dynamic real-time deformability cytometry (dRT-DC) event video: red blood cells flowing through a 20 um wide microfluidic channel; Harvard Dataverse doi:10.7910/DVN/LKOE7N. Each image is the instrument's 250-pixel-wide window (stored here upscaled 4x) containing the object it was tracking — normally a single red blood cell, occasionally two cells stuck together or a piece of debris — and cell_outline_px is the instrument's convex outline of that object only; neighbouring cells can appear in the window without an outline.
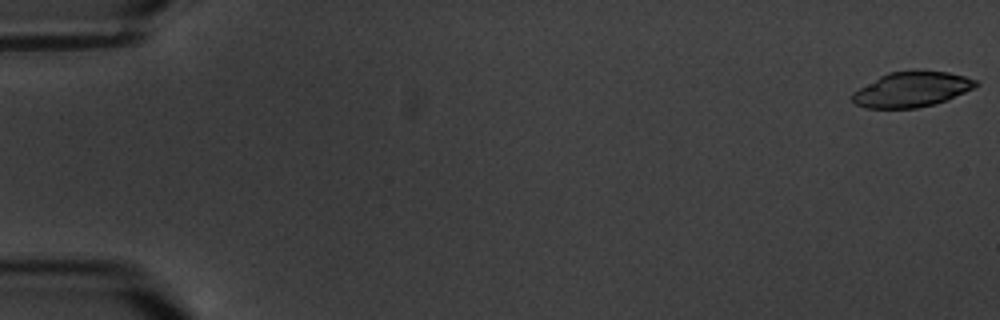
{"species": "common noctule bat (a hibernating species)", "species_latin": "Nyctalus noctula", "temperature_condition": "warm", "stored_images_in_passage": 5, "camera_frame_rate_fps": 3000, "um_per_image_px": 0.085, "animal": {"sex": "male", "body_mass_g": 20.1, "forearm_length_mm": 53.5}, "frame": {"image": 1, "passage_image": 1, "time_ms": 0.0, "image_size_px": [1000, 320], "cell_outline_px": [[980, 84], [948, 100], [916, 108], [864, 108], [856, 104], [852, 100], [852, 92], [880, 76], [888, 72], [948, 72], [964, 76], [976, 80]], "centroid_in_image_um": [77.47, 7.62], "position_along_channel_um": 7.5, "area_um2": 24.8}}
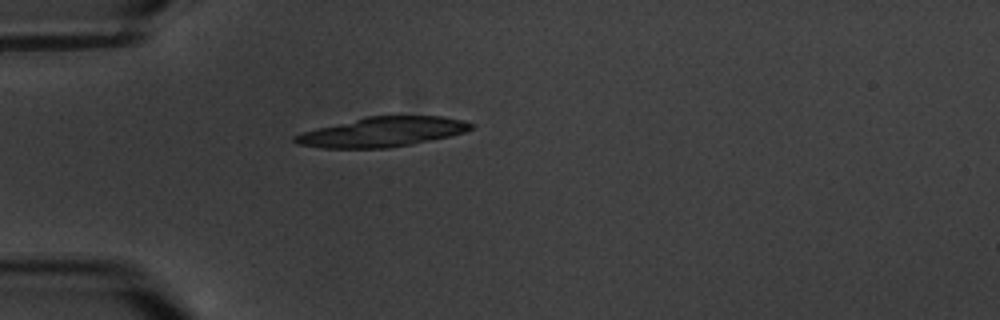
{"frame": {"image": 2, "passage_image": 5, "time_ms": 5.667, "image_size_px": [1000, 320], "cell_outline_px": [[476, 124], [472, 128], [464, 132], [448, 136], [388, 148], [324, 148], [296, 144], [292, 140], [292, 136], [304, 132], [368, 116], [444, 116], [464, 120]], "centroid_in_image_um": [32.52, 11.21], "position_along_channel_um": 52.5, "area_um2": 30.0}}